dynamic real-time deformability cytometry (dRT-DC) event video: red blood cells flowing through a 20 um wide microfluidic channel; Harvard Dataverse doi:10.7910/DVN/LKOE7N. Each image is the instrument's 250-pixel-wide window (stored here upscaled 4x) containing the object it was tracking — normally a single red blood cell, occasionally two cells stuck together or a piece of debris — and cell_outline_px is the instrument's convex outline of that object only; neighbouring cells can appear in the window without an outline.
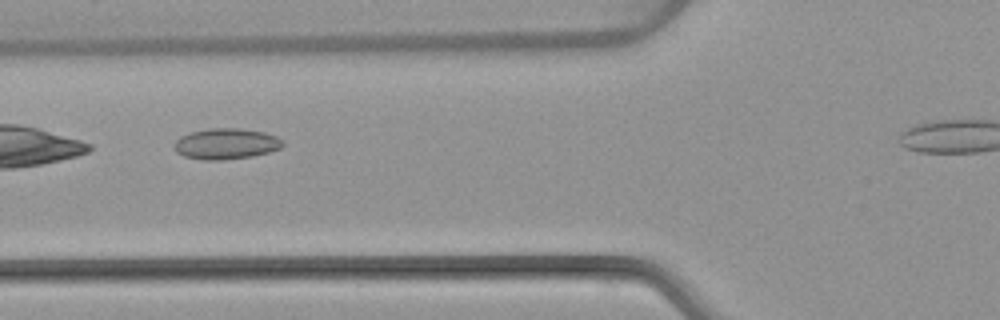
{"species": "common noctule bat (a hibernating species)", "species_latin": "Nyctalus noctula", "temperature_condition": "warm", "stored_images_in_passage": 7, "camera_frame_rate_fps": 3000, "um_per_image_px": 0.085, "animal": {"sex": "female", "body_mass_g": 22.7, "forearm_length_mm": 54.2}, "frame": {"image": 1, "passage_image": 5, "time_ms": 6.0, "image_size_px": [1000, 320], "cell_outline_px": [[284, 144], [280, 148], [268, 152], [252, 156], [220, 160], [204, 160], [184, 156], [176, 152], [176, 140], [180, 136], [192, 132], [208, 128], [236, 128], [264, 132], [276, 136], [284, 140]], "centroid_in_image_um": [19.24, 12.22], "position_along_channel_um": 106.6, "area_um2": 19.36}}
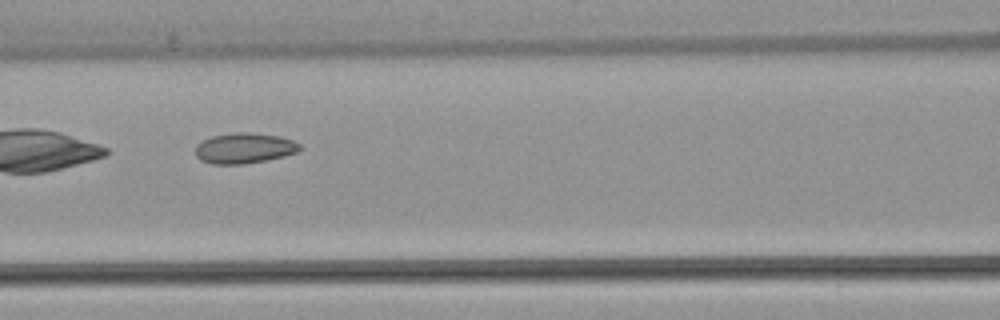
{"frame": {"image": 2, "passage_image": 6, "time_ms": 7.0, "image_size_px": [1000, 320], "cell_outline_px": [[300, 152], [284, 156], [244, 164], [212, 164], [200, 160], [196, 156], [196, 144], [212, 136], [236, 132], [248, 132], [280, 136], [292, 140], [300, 144]], "centroid_in_image_um": [20.77, 12.59], "position_along_channel_um": 145.8, "area_um2": 18.55}}
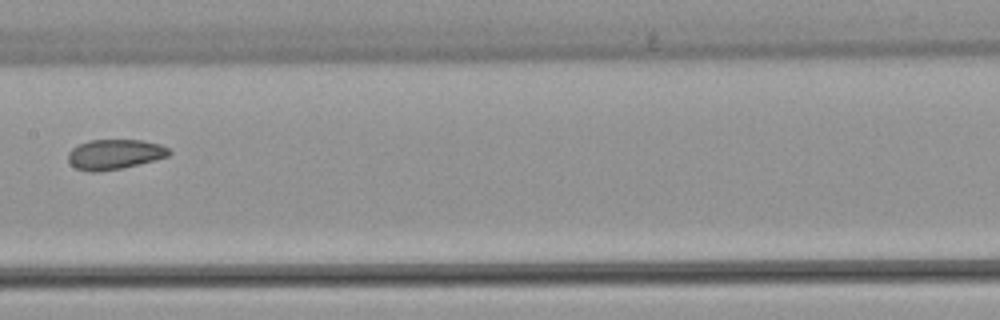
{"frame": {"image": 3, "passage_image": 7, "time_ms": 8.333, "image_size_px": [1000, 320], "cell_outline_px": [[172, 152], [168, 156], [120, 168], [96, 172], [88, 172], [76, 168], [68, 160], [68, 152], [72, 148], [80, 144], [92, 140], [140, 140], [160, 144], [168, 148]], "centroid_in_image_um": [9.72, 13.11], "position_along_channel_um": 197.7, "area_um2": 17.34}}